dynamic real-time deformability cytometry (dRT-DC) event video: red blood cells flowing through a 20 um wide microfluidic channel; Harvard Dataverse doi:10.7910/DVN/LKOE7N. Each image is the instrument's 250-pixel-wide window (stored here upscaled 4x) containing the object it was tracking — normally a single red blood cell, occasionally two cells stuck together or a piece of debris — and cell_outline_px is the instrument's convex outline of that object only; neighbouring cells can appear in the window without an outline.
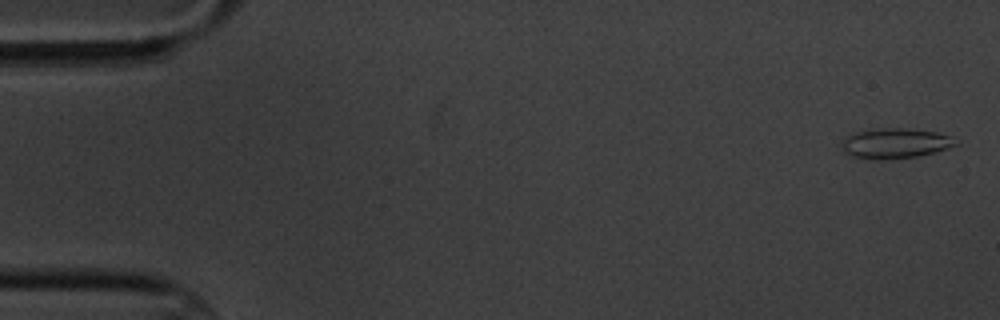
{"species": "common noctule bat (a hibernating species)", "species_latin": "Nyctalus noctula", "temperature_condition": "cold", "stored_images_in_passage": 11, "camera_frame_rate_fps": 3000, "um_per_image_px": 0.085, "animal": {"sex": "male", "body_mass_g": 20.1, "forearm_length_mm": 53.5}, "frame": {"image": 1, "passage_image": 1, "time_ms": 0.0, "image_size_px": [1000, 320], "cell_outline_px": [[960, 144], [948, 148], [916, 156], [852, 156], [844, 152], [840, 144], [844, 136], [852, 132], [884, 128], [908, 128], [936, 132], [948, 136]], "centroid_in_image_um": [76.07, 12.11], "position_along_channel_um": 8.9, "area_um2": 19.02}}
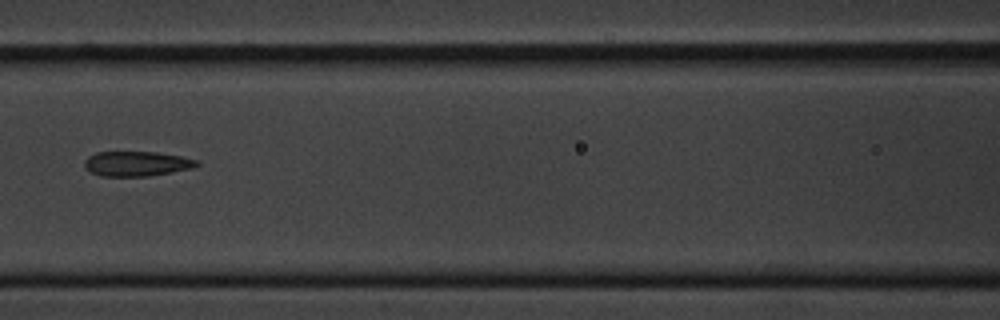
{"frame": {"image": 2, "passage_image": 7, "time_ms": 8.0, "image_size_px": [1000, 320], "cell_outline_px": [[200, 164], [192, 168], [172, 172], [148, 176], [100, 176], [84, 168], [84, 160], [88, 156], [96, 152], [156, 152], [180, 156], [200, 160]], "centroid_in_image_um": [11.61, 13.91], "position_along_channel_um": 155.0, "area_um2": 16.36}}
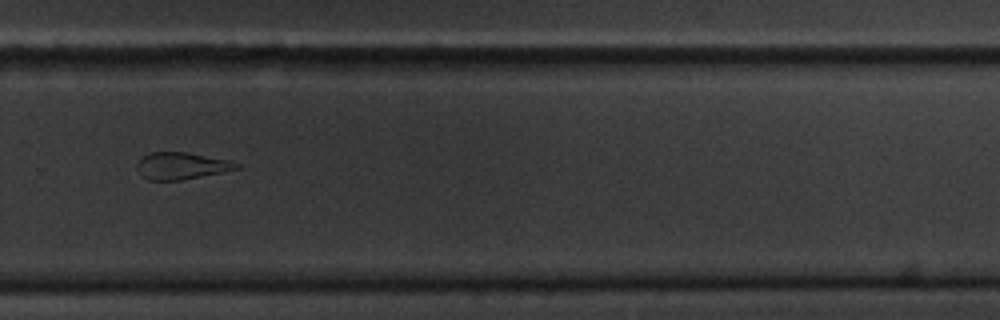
{"frame": {"image": 3, "passage_image": 11, "time_ms": 12.667, "image_size_px": [1000, 320], "cell_outline_px": [[240, 168], [224, 172], [180, 180], [148, 180], [140, 176], [136, 168], [136, 164], [144, 156], [152, 152], [188, 152], [228, 160], [240, 164]], "centroid_in_image_um": [15.41, 14.1], "position_along_channel_um": 314.4, "area_um2": 15.66}}